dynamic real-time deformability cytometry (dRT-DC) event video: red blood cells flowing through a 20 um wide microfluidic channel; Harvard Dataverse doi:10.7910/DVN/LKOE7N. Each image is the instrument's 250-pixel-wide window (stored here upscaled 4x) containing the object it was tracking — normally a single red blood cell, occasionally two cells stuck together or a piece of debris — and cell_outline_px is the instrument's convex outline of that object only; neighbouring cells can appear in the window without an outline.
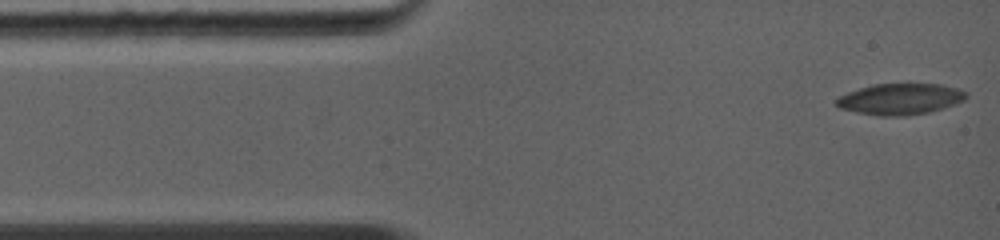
{"species": "common noctule bat (a hibernating species)", "species_latin": "Nyctalus noctula", "temperature_condition": "warm", "stored_images_in_passage": 8, "camera_frame_rate_fps": 5000, "um_per_image_px": 0.085, "animal": {"sex": "female", "body_mass_g": 19.0, "forearm_length_mm": 56.7}, "frame": {"image": 1, "passage_image": 1, "time_ms": 0.0, "image_size_px": [1000, 240], "cell_outline_px": [[968, 96], [964, 100], [944, 108], [928, 112], [908, 116], [876, 116], [840, 108], [836, 104], [836, 100], [840, 96], [848, 92], [872, 84], [944, 84], [968, 92]], "centroid_in_image_um": [76.55, 8.42], "position_along_channel_um": 8.5, "area_um2": 23.58}}
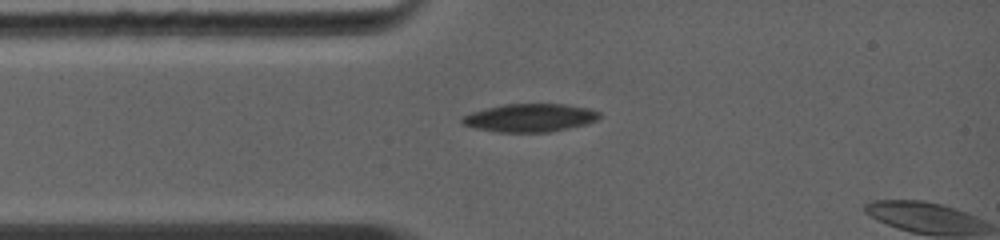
{"frame": {"image": 2, "passage_image": 6, "time_ms": 2.4, "image_size_px": [1000, 240], "cell_outline_px": [[600, 116], [596, 120], [588, 124], [548, 132], [500, 132], [476, 128], [460, 124], [460, 116], [472, 112], [500, 104], [564, 104], [588, 108], [600, 112]], "centroid_in_image_um": [45.01, 10.01], "position_along_channel_um": 40.0, "area_um2": 22.6}}